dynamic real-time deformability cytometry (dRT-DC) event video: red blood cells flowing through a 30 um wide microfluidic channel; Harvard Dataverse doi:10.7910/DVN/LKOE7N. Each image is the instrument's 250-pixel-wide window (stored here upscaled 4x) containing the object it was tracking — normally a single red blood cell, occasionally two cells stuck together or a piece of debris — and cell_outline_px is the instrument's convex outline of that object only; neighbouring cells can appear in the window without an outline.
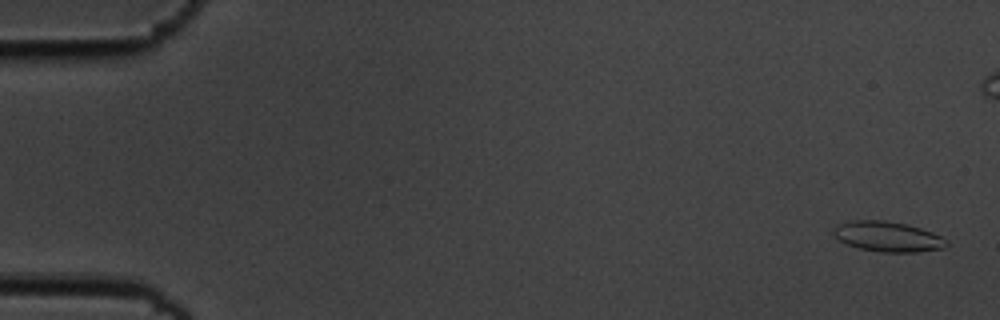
{"species": "common noctule bat (a hibernating species)", "species_latin": "Nyctalus noctula", "temperature_condition": "cold", "stored_images_in_passage": 53, "camera_frame_rate_fps": 3000, "um_per_image_px": 0.085, "animal": {"sex": "male", "body_mass_g": 19.5, "forearm_length_mm": 54.6}, "frame": {"image": 1, "passage_image": 2, "time_ms": 0.333, "image_size_px": [1000, 320], "cell_outline_px": [[948, 244], [944, 248], [916, 252], [880, 252], [860, 248], [848, 244], [840, 240], [832, 232], [836, 224], [852, 220], [884, 220], [904, 224], [920, 228], [932, 232], [948, 240]], "centroid_in_image_um": [75.46, 20.11], "position_along_channel_um": 9.5, "area_um2": 19.77}}
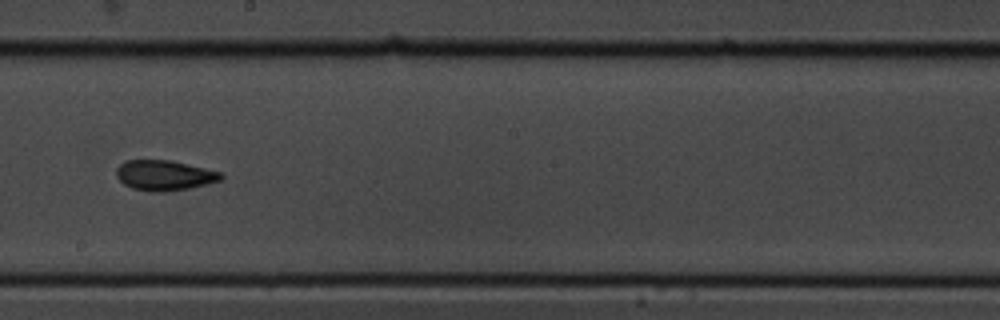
{"frame": {"image": 2, "passage_image": 32, "time_ms": 10.333, "image_size_px": [1000, 320], "cell_outline_px": [[224, 176], [220, 180], [208, 184], [188, 188], [164, 192], [152, 192], [132, 188], [124, 184], [116, 176], [116, 168], [120, 164], [128, 160], [172, 160], [220, 172]], "centroid_in_image_um": [13.96, 14.9], "position_along_channel_um": 234.2, "area_um2": 18.38}}
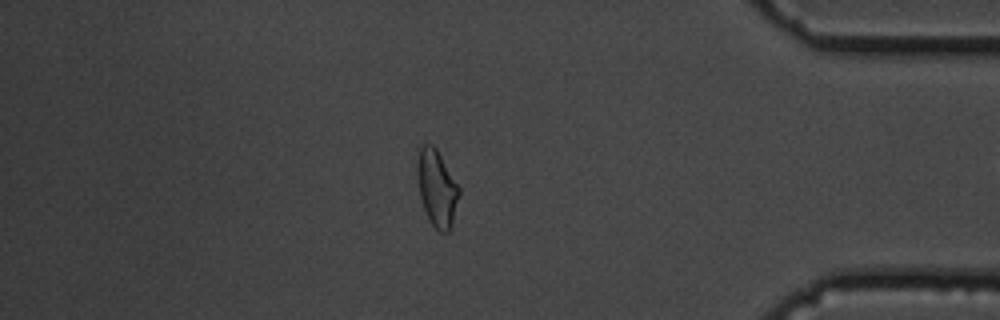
{"frame": {"image": 3, "passage_image": 48, "time_ms": 15.667, "image_size_px": [1000, 320], "cell_outline_px": [[460, 192], [452, 224], [448, 232], [440, 232], [428, 220], [420, 196], [416, 168], [416, 164], [420, 144], [432, 144], [436, 148], [460, 188]], "centroid_in_image_um": [37.12, 15.97], "position_along_channel_um": 398.1, "area_um2": 18.61}}